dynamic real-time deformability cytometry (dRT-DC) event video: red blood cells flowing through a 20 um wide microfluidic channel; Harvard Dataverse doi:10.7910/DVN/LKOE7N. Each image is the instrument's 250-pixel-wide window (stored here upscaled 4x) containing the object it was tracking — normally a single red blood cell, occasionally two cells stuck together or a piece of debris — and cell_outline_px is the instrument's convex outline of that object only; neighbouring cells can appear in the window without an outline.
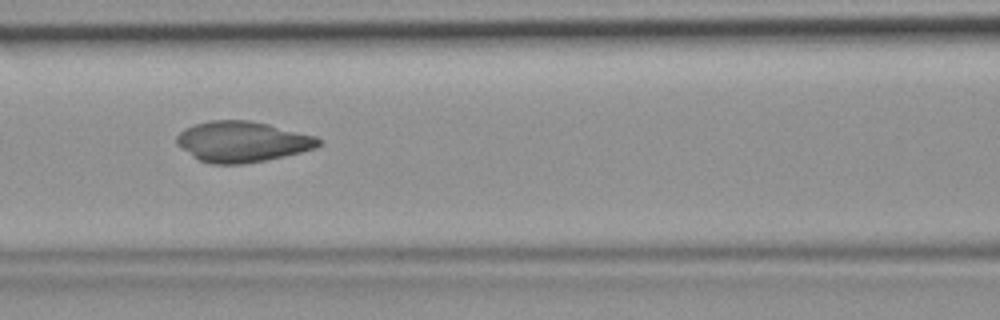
{"species": "common noctule bat (a hibernating species)", "species_latin": "Nyctalus noctula", "temperature_condition": "room temperature", "stored_images_in_passage": 36, "camera_frame_rate_fps": 3000, "um_per_image_px": 0.085, "animal": {"sex": "female", "body_mass_g": 19.9}, "frame": {"image": 1, "passage_image": 10, "time_ms": 3.0, "image_size_px": [1000, 320], "cell_outline_px": [[320, 144], [316, 148], [284, 156], [244, 164], [212, 164], [200, 160], [192, 156], [180, 148], [176, 144], [176, 136], [184, 128], [208, 120], [248, 120], [268, 124], [316, 136], [320, 140]], "centroid_in_image_um": [20.55, 12.04], "position_along_channel_um": 146.0, "area_um2": 33.58}}
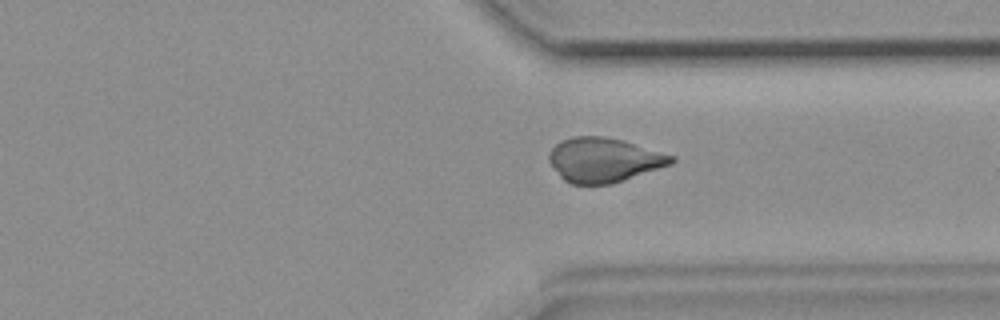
{"frame": {"image": 2, "passage_image": 25, "time_ms": 8.0, "image_size_px": [1000, 320], "cell_outline_px": [[676, 160], [672, 164], [612, 184], [572, 184], [564, 180], [560, 176], [548, 160], [548, 152], [560, 140], [572, 136], [604, 136], [624, 140], [676, 156]], "centroid_in_image_um": [51.34, 13.58], "position_along_channel_um": 360.1, "area_um2": 31.91}}
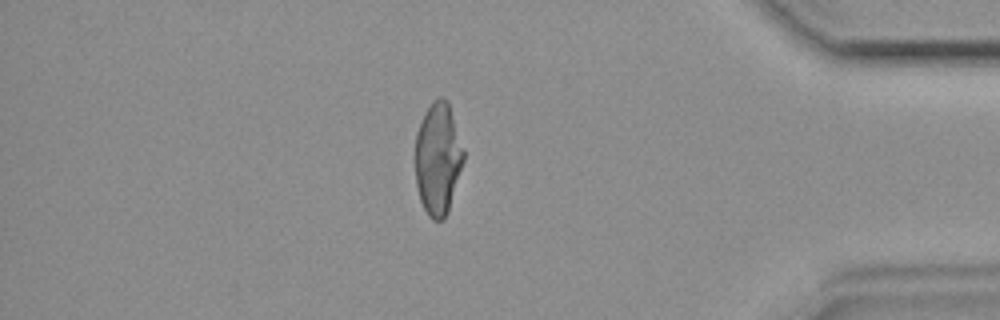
{"frame": {"image": 3, "passage_image": 30, "time_ms": 9.667, "image_size_px": [1000, 320], "cell_outline_px": [[464, 160], [448, 212], [444, 220], [432, 220], [428, 216], [420, 200], [416, 184], [416, 132], [424, 112], [432, 100], [440, 96], [444, 96], [448, 100], [464, 148]], "centroid_in_image_um": [37.23, 13.45], "position_along_channel_um": 398.0, "area_um2": 31.91}}